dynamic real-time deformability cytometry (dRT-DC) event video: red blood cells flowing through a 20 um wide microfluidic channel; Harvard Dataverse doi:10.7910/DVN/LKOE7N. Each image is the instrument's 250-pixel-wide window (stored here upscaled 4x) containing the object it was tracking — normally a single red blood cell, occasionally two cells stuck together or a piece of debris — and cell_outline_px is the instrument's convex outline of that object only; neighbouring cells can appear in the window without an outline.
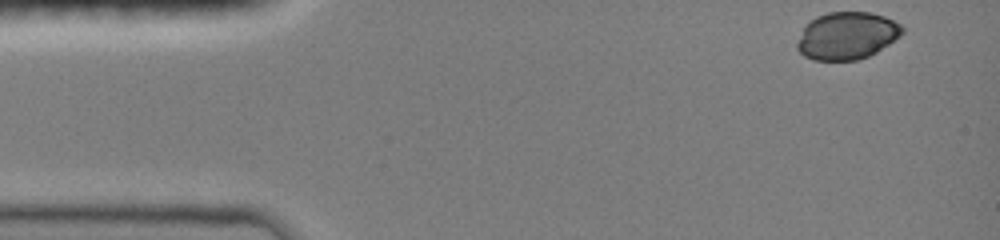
{"species": "common noctule bat (a hibernating species)", "species_latin": "Nyctalus noctula", "temperature_condition": "room temperature", "stored_images_in_passage": 40, "camera_frame_rate_fps": 3000, "um_per_image_px": 0.085, "animal": {"sex": "female", "body_mass_g": 19.0, "forearm_length_mm": 51.5}, "frame": {"image": 1, "passage_image": 1, "time_ms": 0.0, "image_size_px": [1000, 240], "cell_outline_px": [[904, 32], [900, 36], [876, 52], [868, 56], [856, 60], [816, 60], [804, 56], [796, 48], [796, 44], [808, 20], [816, 16], [828, 12], [868, 12], [884, 16], [900, 24], [904, 28]], "centroid_in_image_um": [71.98, 3.03], "position_along_channel_um": 13.0, "area_um2": 28.96}}